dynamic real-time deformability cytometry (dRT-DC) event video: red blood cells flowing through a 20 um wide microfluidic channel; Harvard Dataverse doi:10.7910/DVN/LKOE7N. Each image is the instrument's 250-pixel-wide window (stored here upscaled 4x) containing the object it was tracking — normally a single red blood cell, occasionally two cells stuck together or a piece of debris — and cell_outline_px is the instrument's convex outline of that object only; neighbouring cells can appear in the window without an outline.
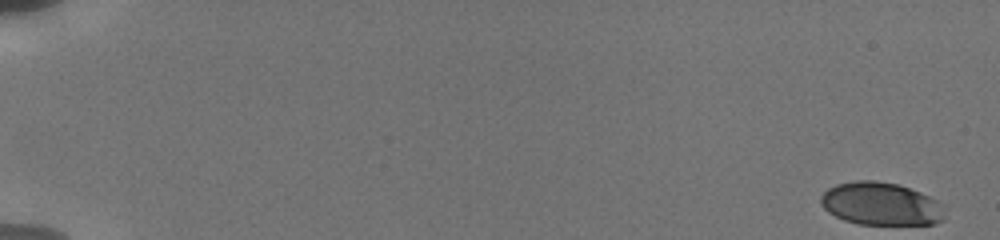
{"species": "human", "species_latin": "Homo sapiens", "temperature_condition": "cold", "stored_images_in_passage": 22, "camera_frame_rate_fps": 3000, "um_per_image_px": 0.085, "donor": {"sex": "male"}, "frame": {"image": 1, "passage_image": 1, "time_ms": 0.0, "image_size_px": [1000, 240], "cell_outline_px": [[944, 220], [936, 224], [860, 224], [844, 220], [828, 212], [820, 204], [820, 196], [828, 188], [836, 184], [856, 180], [876, 180], [896, 184], [920, 192], [944, 204]], "centroid_in_image_um": [74.88, 17.33], "position_along_channel_um": 10.1, "area_um2": 31.1}}
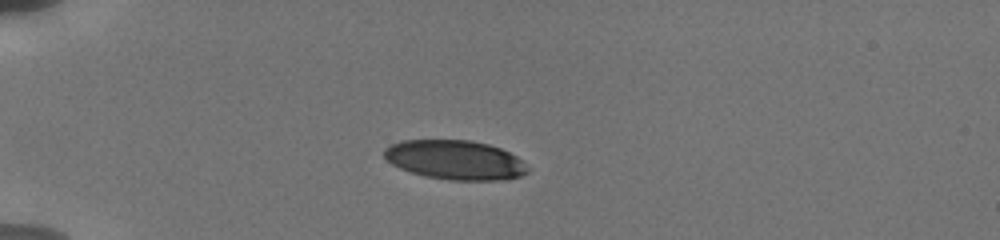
{"frame": {"image": 2, "passage_image": 19, "time_ms": 5.0, "image_size_px": [1000, 240], "cell_outline_px": [[528, 172], [520, 176], [500, 180], [448, 180], [424, 176], [400, 168], [392, 164], [384, 156], [384, 148], [400, 140], [472, 140], [488, 144], [500, 148], [516, 156], [528, 168]], "centroid_in_image_um": [38.67, 13.59], "position_along_channel_um": 46.3, "area_um2": 32.77}}